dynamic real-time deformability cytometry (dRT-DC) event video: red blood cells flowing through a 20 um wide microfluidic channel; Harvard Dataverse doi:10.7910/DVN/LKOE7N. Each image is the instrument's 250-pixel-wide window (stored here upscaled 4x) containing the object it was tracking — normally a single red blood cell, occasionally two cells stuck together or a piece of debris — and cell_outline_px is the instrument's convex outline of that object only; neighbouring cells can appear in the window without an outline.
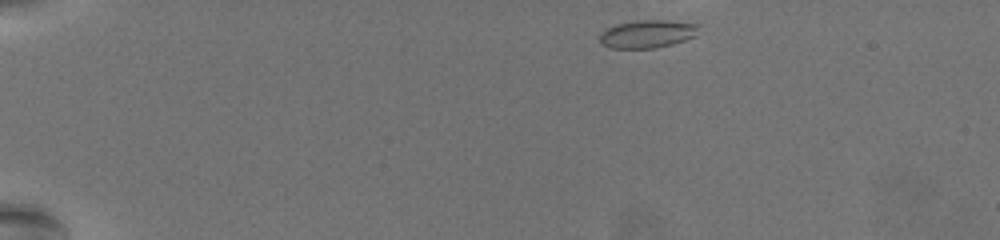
{"species": "common noctule bat (a hibernating species)", "species_latin": "Nyctalus noctula", "temperature_condition": "warm", "stored_images_in_passage": 6, "camera_frame_rate_fps": 3000, "um_per_image_px": 0.085, "animal": {"sex": "female", "body_mass_g": 19.5, "forearm_length_mm": 54.1}, "frame": {"image": 1, "passage_image": 1, "time_ms": 0.0, "image_size_px": [1000, 240], "cell_outline_px": [[692, 36], [684, 40], [672, 44], [652, 48], [612, 48], [604, 44], [600, 40], [600, 36], [608, 28], [616, 24], [636, 20], [660, 20], [688, 24]], "centroid_in_image_um": [54.84, 2.9], "position_along_channel_um": 30.2, "area_um2": 14.91}}